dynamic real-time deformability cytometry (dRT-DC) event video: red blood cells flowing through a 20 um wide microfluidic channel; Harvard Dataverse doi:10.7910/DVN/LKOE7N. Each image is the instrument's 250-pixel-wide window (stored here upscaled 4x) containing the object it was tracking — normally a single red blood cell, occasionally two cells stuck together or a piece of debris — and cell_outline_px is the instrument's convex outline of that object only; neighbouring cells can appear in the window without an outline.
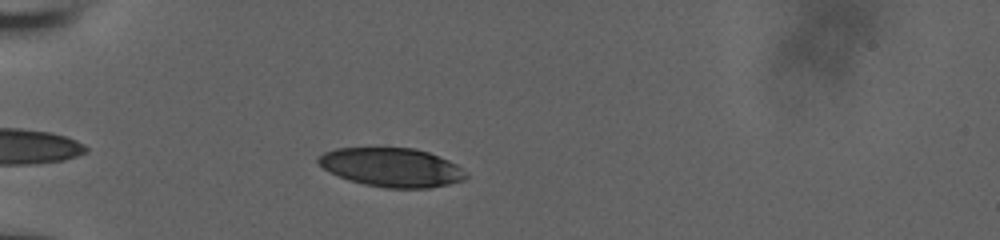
{"species": "human", "species_latin": "Homo sapiens", "temperature_condition": "room temperature", "stored_images_in_passage": 44, "camera_frame_rate_fps": 3000, "um_per_image_px": 0.085, "donor": {"sex": "male"}, "frame": {"image": 1, "passage_image": 6, "time_ms": 1.667, "image_size_px": [1000, 240], "cell_outline_px": [[468, 176], [464, 180], [448, 184], [428, 188], [384, 188], [364, 184], [348, 180], [324, 168], [316, 160], [316, 156], [324, 152], [336, 148], [412, 148], [428, 152], [448, 160], [456, 164], [468, 172]], "centroid_in_image_um": [33.31, 14.23], "position_along_channel_um": 51.7, "area_um2": 33.41}}
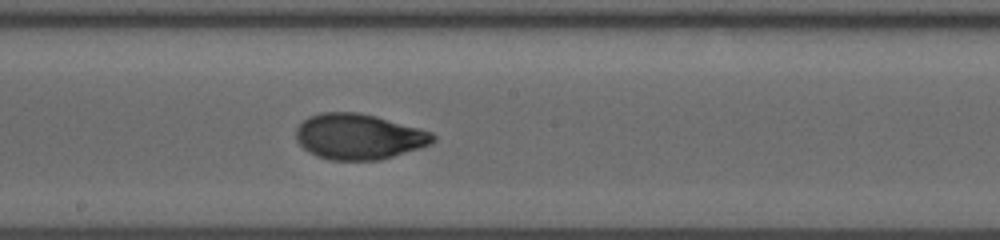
{"frame": {"image": 2, "passage_image": 21, "time_ms": 6.667, "image_size_px": [1000, 240], "cell_outline_px": [[436, 140], [432, 144], [420, 148], [380, 160], [328, 160], [316, 156], [308, 152], [296, 140], [296, 128], [308, 116], [320, 112], [356, 112], [376, 116], [420, 128], [432, 132], [436, 136]], "centroid_in_image_um": [30.5, 11.61], "position_along_channel_um": 217.7, "area_um2": 36.65}}
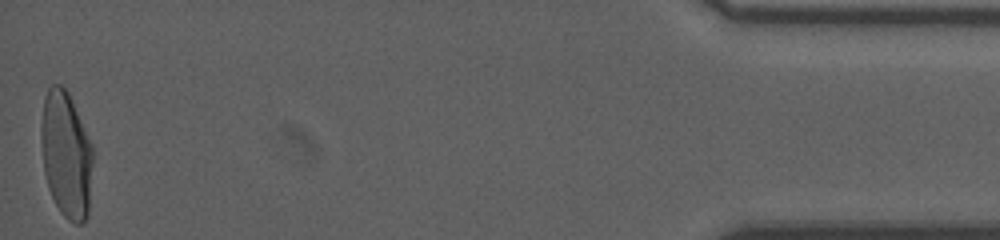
{"frame": {"image": 3, "passage_image": 44, "time_ms": 14.333, "image_size_px": [1000, 240], "cell_outline_px": [[92, 164], [88, 216], [80, 224], [76, 224], [68, 220], [60, 212], [48, 188], [44, 172], [40, 136], [40, 124], [44, 96], [48, 88], [52, 84], [60, 84], [68, 92], [92, 144]], "centroid_in_image_um": [5.6, 13.13], "position_along_channel_um": 429.6, "area_um2": 38.26}, "authors_computed_cell_mechanics": {"area_um2": 36.1539, "velocity_mm_per_s": 3.8281, "shape_relaxation_time_tau1_ms": 4.8891, "shape_relaxation_time_tau2_ms": 0.7649, "deformation_change_tau1": 0.2002, "deformation_change_tau2": 0.0479}}